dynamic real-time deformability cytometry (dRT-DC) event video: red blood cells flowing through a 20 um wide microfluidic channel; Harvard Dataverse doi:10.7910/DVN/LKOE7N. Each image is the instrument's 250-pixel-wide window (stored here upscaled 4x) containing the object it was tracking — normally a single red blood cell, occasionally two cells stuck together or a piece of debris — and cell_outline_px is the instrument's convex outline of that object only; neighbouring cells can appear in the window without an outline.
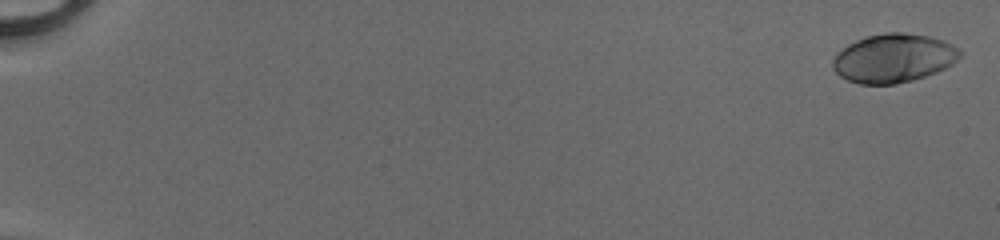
{"species": "human", "species_latin": "Homo sapiens", "temperature_condition": "cold", "stored_images_in_passage": 53, "camera_frame_rate_fps": 3000, "um_per_image_px": 0.085, "donor": {"sex": "male"}, "frame": {"image": 1, "passage_image": 2, "time_ms": 0.333, "image_size_px": [1000, 240], "cell_outline_px": [[960, 56], [952, 64], [936, 72], [912, 80], [896, 84], [860, 84], [848, 80], [840, 76], [832, 68], [832, 60], [836, 52], [848, 44], [864, 36], [884, 32], [904, 32], [928, 36], [944, 40], [960, 48]], "centroid_in_image_um": [75.92, 4.93], "position_along_channel_um": 9.1, "area_um2": 36.3}}
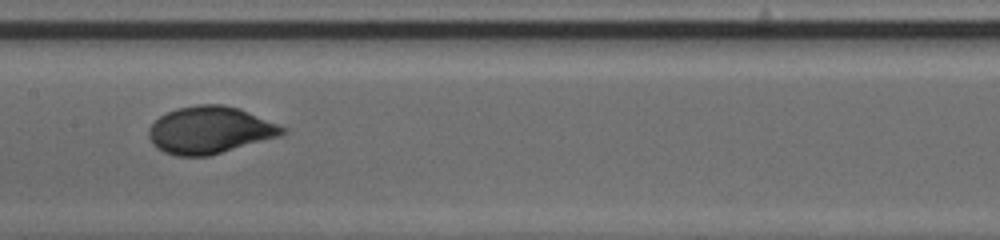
{"frame": {"image": 2, "passage_image": 30, "time_ms": 9.667, "image_size_px": [1000, 240], "cell_outline_px": [[288, 132], [280, 136], [208, 156], [176, 156], [164, 152], [156, 148], [152, 144], [148, 136], [148, 128], [160, 116], [176, 108], [200, 104], [224, 104], [240, 108], [288, 128]], "centroid_in_image_um": [17.85, 11.05], "position_along_channel_um": 189.6, "area_um2": 36.93}}
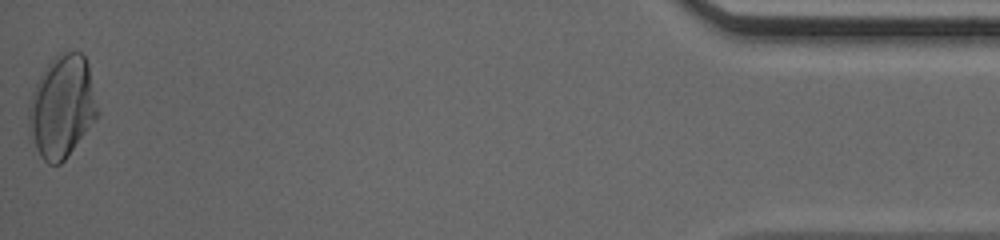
{"frame": {"image": 3, "passage_image": 53, "time_ms": 17.333, "image_size_px": [1000, 240], "cell_outline_px": [[100, 112], [64, 160], [60, 164], [48, 164], [40, 156], [28, 136], [28, 104], [32, 92], [44, 68], [60, 52], [80, 52], [84, 56], [88, 64]], "centroid_in_image_um": [5.24, 9.07], "position_along_channel_um": 430.0, "area_um2": 41.04}, "authors_computed_cell_mechanics": {"area_um2": 35.4314, "velocity_mm_per_s": 4.143, "shape_relaxation_time_tau1_ms": 3.6566, "shape_relaxation_time_tau2_ms": null, "deformation_change_tau1": 0.1699, "deformation_change_tau2": null}}